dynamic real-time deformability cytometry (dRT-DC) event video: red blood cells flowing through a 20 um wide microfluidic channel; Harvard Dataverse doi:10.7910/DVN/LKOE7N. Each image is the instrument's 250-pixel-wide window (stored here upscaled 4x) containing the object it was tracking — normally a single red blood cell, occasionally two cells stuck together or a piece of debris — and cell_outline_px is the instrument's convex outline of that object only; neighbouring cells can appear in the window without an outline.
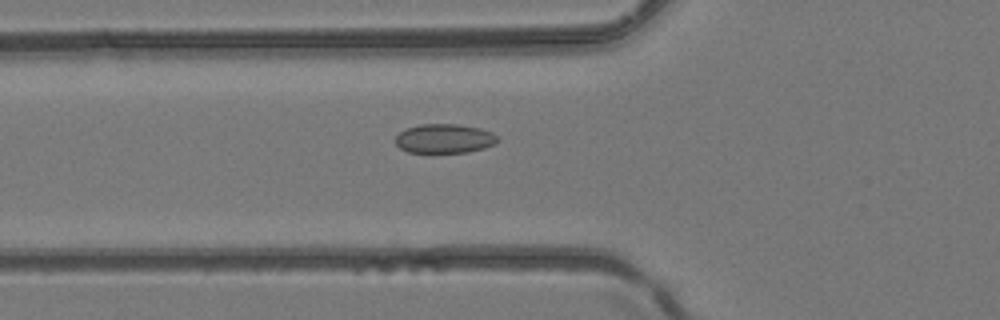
{"species": "common noctule bat (a hibernating species)", "species_latin": "Nyctalus noctula", "temperature_condition": "room temperature", "stored_images_in_passage": 31, "camera_frame_rate_fps": 3000, "um_per_image_px": 0.085, "animal": {"sex": "female", "body_mass_g": 24.6, "forearm_length_mm": 56.2}, "frame": {"image": 1, "passage_image": 5, "time_ms": 1.333, "image_size_px": [1000, 320], "cell_outline_px": [[500, 140], [496, 144], [484, 148], [468, 152], [408, 152], [400, 148], [396, 144], [396, 136], [404, 128], [420, 124], [456, 124], [480, 128], [492, 132], [500, 136]], "centroid_in_image_um": [37.82, 11.77], "position_along_channel_um": 88.0, "area_um2": 17.57}}
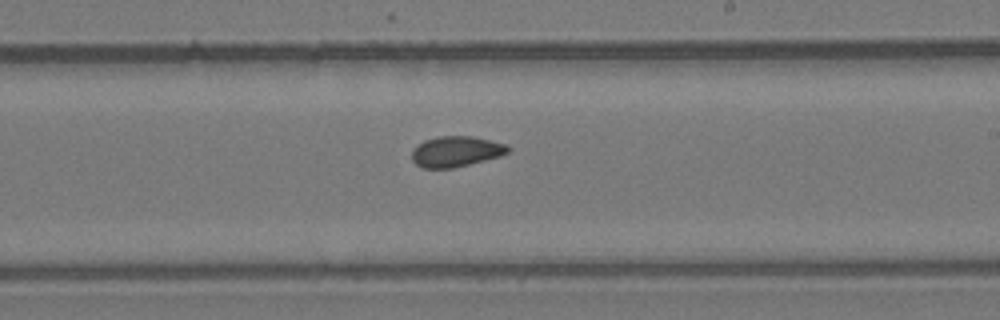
{"frame": {"image": 2, "passage_image": 15, "time_ms": 4.667, "image_size_px": [1000, 320], "cell_outline_px": [[512, 148], [508, 152], [500, 156], [452, 168], [424, 168], [416, 164], [412, 160], [412, 152], [424, 140], [440, 136], [472, 136], [508, 144]], "centroid_in_image_um": [38.8, 12.87], "position_along_channel_um": 250.2, "area_um2": 16.99}}
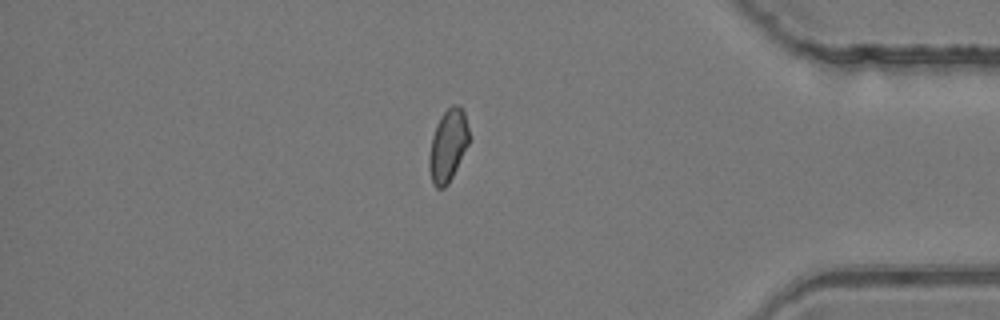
{"frame": {"image": 3, "passage_image": 26, "time_ms": 8.333, "image_size_px": [1000, 320], "cell_outline_px": [[468, 144], [448, 184], [444, 188], [436, 188], [432, 184], [428, 168], [428, 156], [432, 136], [436, 124], [440, 116], [452, 104], [460, 104], [464, 112], [468, 128]], "centroid_in_image_um": [38.04, 12.36], "position_along_channel_um": 397.2, "area_um2": 16.82}}